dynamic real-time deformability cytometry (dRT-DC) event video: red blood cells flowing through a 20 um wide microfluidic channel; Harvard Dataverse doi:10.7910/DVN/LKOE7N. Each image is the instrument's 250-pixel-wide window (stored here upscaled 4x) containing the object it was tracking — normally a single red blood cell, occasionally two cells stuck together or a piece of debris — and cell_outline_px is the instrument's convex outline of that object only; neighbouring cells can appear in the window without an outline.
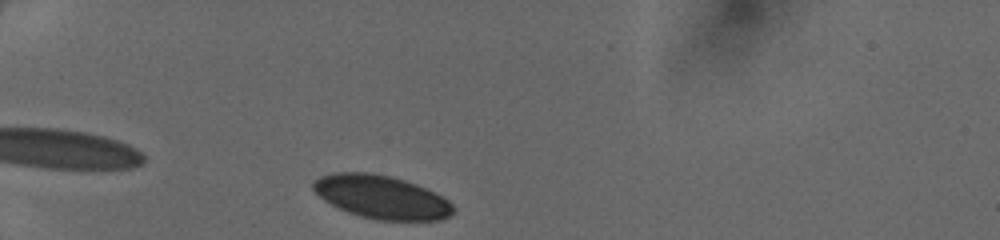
{"species": "human", "species_latin": "Homo sapiens", "temperature_condition": "cold", "stored_images_in_passage": 30, "camera_frame_rate_fps": 3000, "um_per_image_px": 0.085, "donor": {"sex": "female"}, "frame": {"image": 1, "passage_image": 1, "time_ms": 0.0, "image_size_px": [1000, 240], "cell_outline_px": [[456, 208], [448, 216], [440, 220], [376, 220], [360, 216], [348, 212], [324, 200], [312, 188], [312, 180], [320, 176], [336, 172], [372, 172], [404, 180], [416, 184], [448, 200]], "centroid_in_image_um": [32.4, 16.74], "position_along_channel_um": 52.6, "area_um2": 35.08}}
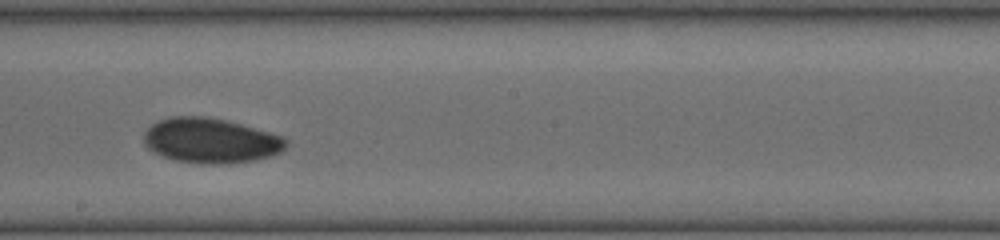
{"frame": {"image": 2, "passage_image": 16, "time_ms": 5.0, "image_size_px": [1000, 240], "cell_outline_px": [[288, 144], [280, 152], [272, 156], [256, 160], [228, 164], [204, 164], [172, 160], [148, 148], [144, 144], [144, 132], [152, 124], [160, 120], [172, 116], [204, 116], [224, 120], [240, 124], [284, 136], [288, 140]], "centroid_in_image_um": [17.93, 11.96], "position_along_channel_um": 230.3, "area_um2": 37.34}}
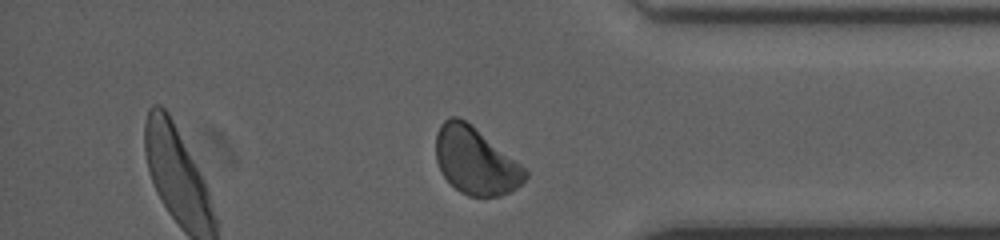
{"frame": {"image": 3, "passage_image": 28, "time_ms": 9.0, "image_size_px": [1000, 240], "cell_outline_px": [[528, 176], [516, 188], [500, 196], [468, 196], [460, 192], [440, 172], [436, 160], [436, 132], [440, 124], [444, 120], [452, 116], [456, 116], [464, 120], [520, 164], [528, 172]], "centroid_in_image_um": [40.38, 13.69], "position_along_channel_um": 394.8, "area_um2": 34.22}}